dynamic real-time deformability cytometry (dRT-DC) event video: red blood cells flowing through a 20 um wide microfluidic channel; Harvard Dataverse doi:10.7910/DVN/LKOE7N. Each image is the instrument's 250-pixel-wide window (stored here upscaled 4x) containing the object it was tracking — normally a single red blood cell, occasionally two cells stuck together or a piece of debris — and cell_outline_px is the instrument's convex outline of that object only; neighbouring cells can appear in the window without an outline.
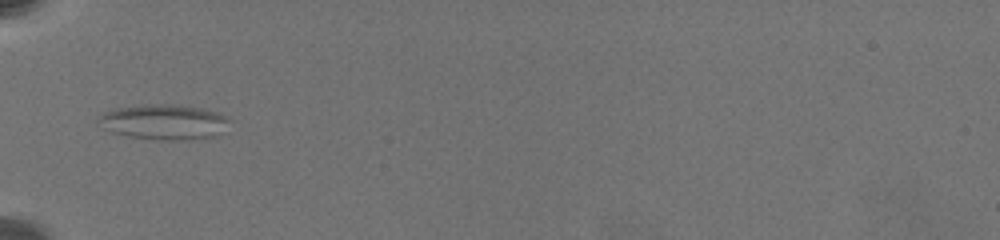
{"species": "common noctule bat (a hibernating species)", "species_latin": "Nyctalus noctula", "temperature_condition": "warm", "stored_images_in_passage": 7, "camera_frame_rate_fps": 3000, "um_per_image_px": 0.085, "animal": {"sex": "female", "body_mass_g": 19.5, "forearm_length_mm": 54.1}, "frame": {"image": 1, "passage_image": 1, "time_ms": 0.0, "image_size_px": [1000, 240], "cell_outline_px": [[228, 120], [216, 136], [188, 140], [156, 140], [132, 136], [112, 132], [96, 124], [96, 116], [104, 112], [116, 108], [148, 104], [172, 104], [200, 108], [220, 112]], "centroid_in_image_um": [13.85, 10.36], "position_along_channel_um": 71.1, "area_um2": 26.76}}
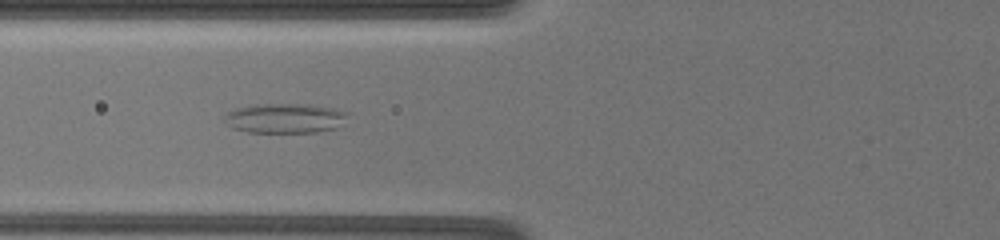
{"frame": {"image": 2, "passage_image": 6, "time_ms": 1.0, "image_size_px": [1000, 240], "cell_outline_px": [[348, 116], [336, 128], [316, 132], [248, 132], [232, 128], [224, 120], [224, 116], [228, 112], [236, 108], [256, 104], [308, 104], [336, 108], [348, 112]], "centroid_in_image_um": [24.23, 10.04], "position_along_channel_um": 101.6, "area_um2": 21.39}}